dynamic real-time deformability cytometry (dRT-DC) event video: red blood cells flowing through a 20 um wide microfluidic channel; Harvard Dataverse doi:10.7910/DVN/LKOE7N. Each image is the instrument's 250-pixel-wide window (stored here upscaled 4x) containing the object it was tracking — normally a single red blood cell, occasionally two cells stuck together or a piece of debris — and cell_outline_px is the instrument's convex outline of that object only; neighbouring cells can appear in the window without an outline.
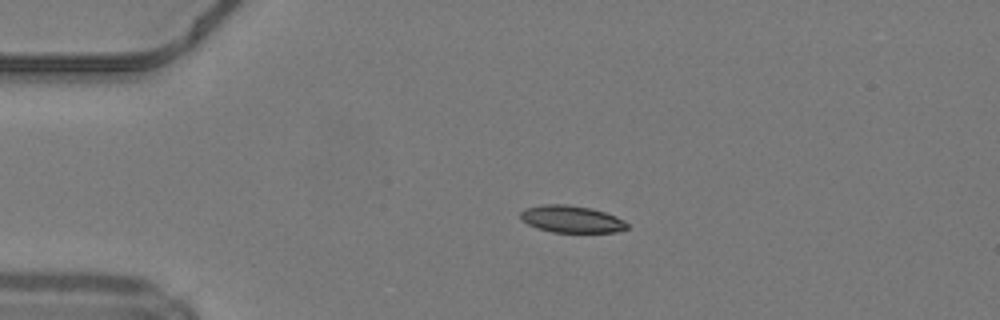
{"species": "common noctule bat (a hibernating species)", "species_latin": "Nyctalus noctula", "temperature_condition": "warm", "stored_images_in_passage": 50, "segment_of_instrument_passage": [1, 2], "camera_frame_rate_fps": 3000, "um_per_image_px": 0.085, "animal": {"sex": "male", "body_mass_g": 19.2, "forearm_length_mm": 51.8}, "frame": {"image": 1, "passage_image": 11, "time_ms": 3.333, "image_size_px": [1000, 320], "cell_outline_px": [[628, 228], [616, 232], [552, 232], [536, 228], [528, 224], [520, 216], [520, 212], [524, 208], [544, 204], [568, 204], [592, 208], [616, 216], [624, 220], [628, 224]], "centroid_in_image_um": [48.58, 18.62], "position_along_channel_um": 36.4, "area_um2": 16.88}}
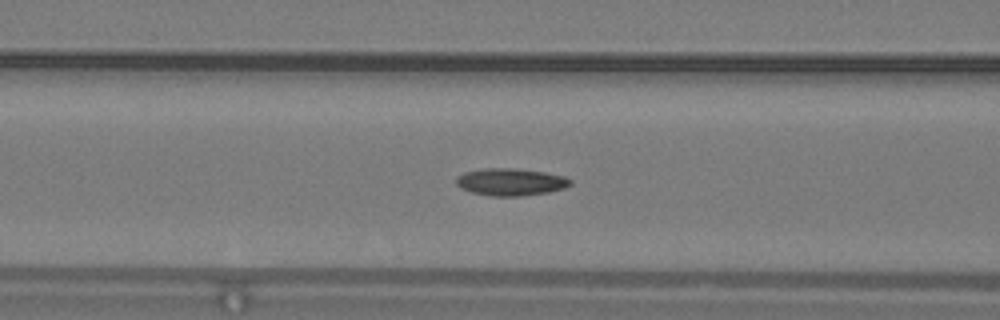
{"frame": {"image": 2, "passage_image": 20, "time_ms": 6.333, "image_size_px": [1000, 320], "cell_outline_px": [[572, 184], [564, 188], [548, 192], [520, 196], [492, 196], [472, 192], [460, 188], [456, 184], [456, 176], [464, 172], [484, 168], [516, 168], [544, 172], [564, 176], [572, 180]], "centroid_in_image_um": [43.39, 15.46], "position_along_channel_um": 123.2, "area_um2": 18.21}}
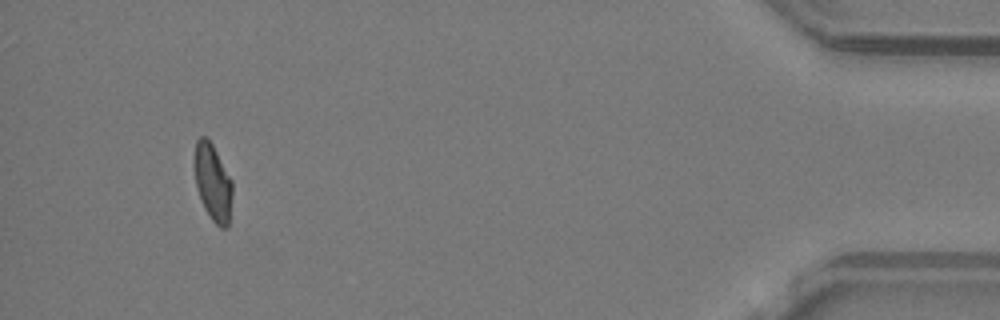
{"frame": {"image": 3, "passage_image": 46, "time_ms": 15.0, "image_size_px": [1000, 320], "cell_outline_px": [[232, 196], [228, 228], [220, 228], [212, 220], [204, 208], [196, 188], [192, 164], [192, 156], [196, 140], [200, 136], [208, 136], [232, 180]], "centroid_in_image_um": [18.04, 15.45], "position_along_channel_um": 417.2, "area_um2": 17.63}}